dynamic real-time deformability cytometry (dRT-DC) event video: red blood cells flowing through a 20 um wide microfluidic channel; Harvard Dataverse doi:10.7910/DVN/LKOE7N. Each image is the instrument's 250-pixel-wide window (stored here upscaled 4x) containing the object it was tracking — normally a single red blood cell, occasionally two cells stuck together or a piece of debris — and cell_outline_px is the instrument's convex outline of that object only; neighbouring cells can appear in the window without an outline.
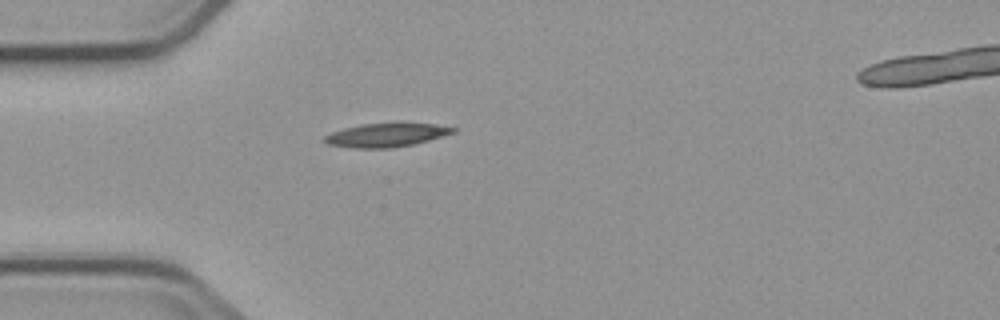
{"species": "common noctule bat (a hibernating species)", "species_latin": "Nyctalus noctula", "temperature_condition": "cold", "stored_images_in_passage": 2, "camera_frame_rate_fps": 3000, "um_per_image_px": 0.085, "animal": {"sex": "male", "body_mass_g": 23.1, "forearm_length_mm": 52.7}, "frame": {"image": 1, "passage_image": 1, "time_ms": 0.0, "image_size_px": [1000, 320], "cell_outline_px": [[456, 132], [428, 140], [412, 144], [392, 148], [356, 148], [328, 144], [324, 140], [324, 136], [332, 132], [344, 128], [364, 124], [432, 124], [456, 128]], "centroid_in_image_um": [32.81, 11.49], "position_along_channel_um": 52.2, "area_um2": 17.17}}